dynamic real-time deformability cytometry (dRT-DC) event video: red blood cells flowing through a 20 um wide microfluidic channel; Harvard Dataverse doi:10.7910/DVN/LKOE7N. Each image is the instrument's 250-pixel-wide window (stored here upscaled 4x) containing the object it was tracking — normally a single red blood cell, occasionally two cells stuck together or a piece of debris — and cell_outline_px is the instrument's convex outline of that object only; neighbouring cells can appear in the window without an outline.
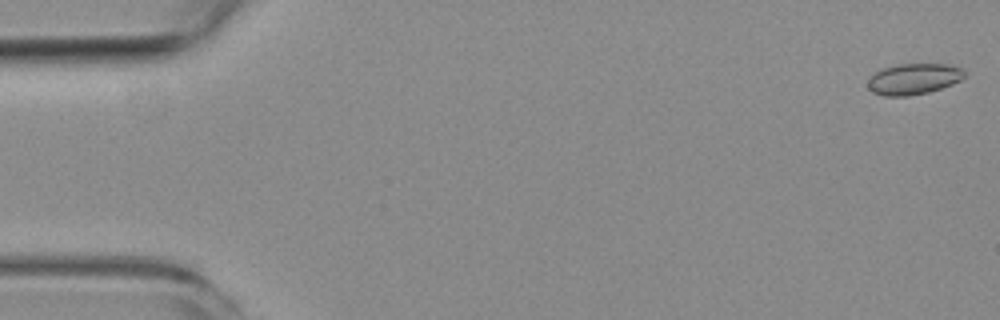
{"species": "common noctule bat (a hibernating species)", "species_latin": "Nyctalus noctula", "temperature_condition": "room temperature", "stored_images_in_passage": 4, "camera_frame_rate_fps": 3000, "um_per_image_px": 0.085, "animal": {"sex": "female", "body_mass_g": 19.3, "forearm_length_mm": 54.1}, "frame": {"image": 1, "passage_image": 1, "time_ms": 0.0, "image_size_px": [1000, 320], "cell_outline_px": [[964, 76], [960, 80], [952, 84], [928, 92], [908, 96], [884, 96], [872, 92], [868, 88], [868, 80], [876, 72], [884, 68], [900, 64], [944, 64], [960, 68], [964, 72]], "centroid_in_image_um": [77.63, 6.72], "position_along_channel_um": 7.4, "area_um2": 17.17}}